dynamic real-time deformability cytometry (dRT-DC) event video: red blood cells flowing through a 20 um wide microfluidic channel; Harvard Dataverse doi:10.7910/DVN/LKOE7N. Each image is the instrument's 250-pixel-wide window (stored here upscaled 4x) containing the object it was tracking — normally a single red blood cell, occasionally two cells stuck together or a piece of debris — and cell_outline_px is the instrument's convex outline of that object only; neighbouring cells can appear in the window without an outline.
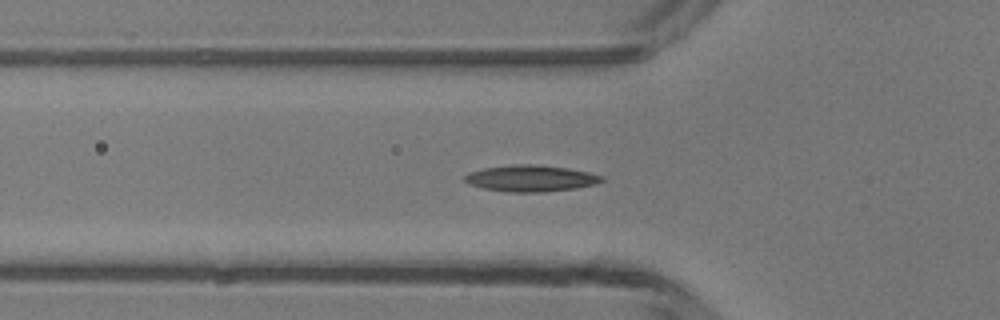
{"species": "common noctule bat (a hibernating species)", "species_latin": "Nyctalus noctula", "temperature_condition": "room temperature", "stored_images_in_passage": 39, "camera_frame_rate_fps": 3000, "um_per_image_px": 0.085, "animal": {"sex": "male", "body_mass_g": 13.3}, "frame": {"image": 1, "passage_image": 5, "time_ms": 1.333, "image_size_px": [1000, 320], "cell_outline_px": [[604, 180], [596, 184], [576, 188], [544, 192], [508, 192], [484, 188], [468, 184], [464, 180], [464, 176], [468, 172], [484, 168], [512, 164], [536, 164], [568, 168], [588, 172], [604, 176]], "centroid_in_image_um": [45.11, 15.15], "position_along_channel_um": 80.7, "area_um2": 21.21}}
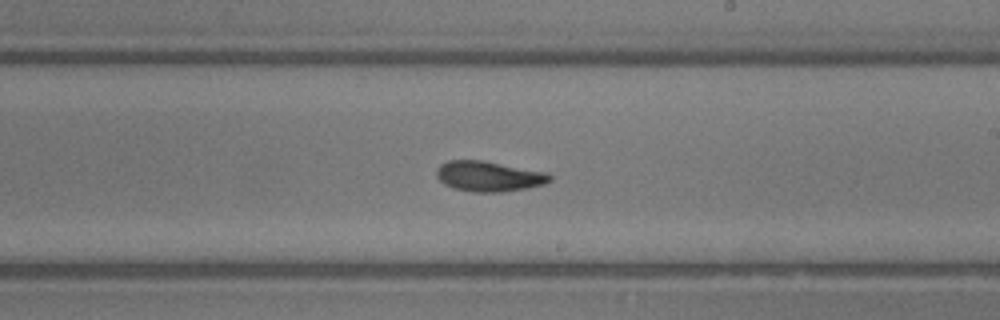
{"frame": {"image": 2, "passage_image": 17, "time_ms": 5.333, "image_size_px": [1000, 320], "cell_outline_px": [[552, 180], [544, 184], [528, 188], [504, 192], [472, 192], [452, 188], [444, 184], [436, 176], [436, 172], [440, 164], [448, 160], [484, 160], [548, 172], [552, 176]], "centroid_in_image_um": [41.57, 14.98], "position_along_channel_um": 247.4, "area_um2": 20.35}}
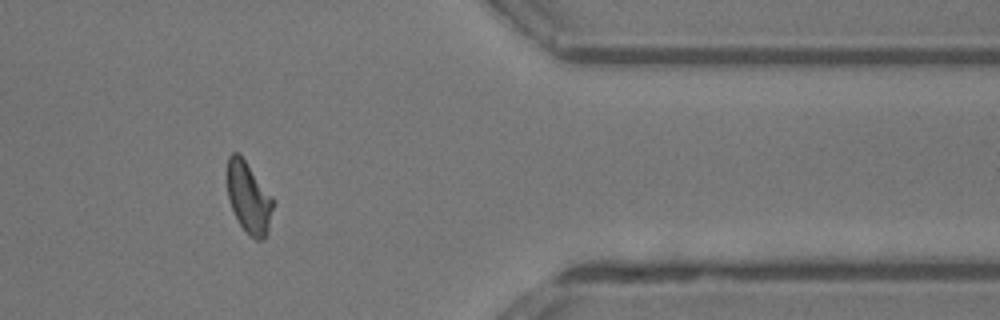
{"frame": {"image": 3, "passage_image": 29, "time_ms": 9.333, "image_size_px": [1000, 320], "cell_outline_px": [[276, 200], [268, 228], [264, 236], [260, 240], [256, 240], [240, 224], [228, 200], [228, 156], [232, 152], [236, 152], [244, 160]], "centroid_in_image_um": [21.17, 16.79], "position_along_channel_um": 390.2, "area_um2": 18.61}, "authors_computed_cell_mechanics": {"area_um2": 19.4208, "velocity_mm_per_s": 4.1569, "shape_relaxation_time_tau1_ms": 5.8763, "shape_relaxation_time_tau2_ms": 2.9912, "deformation_change_tau1": 0.1667, "deformation_change_tau2": 0.099}}